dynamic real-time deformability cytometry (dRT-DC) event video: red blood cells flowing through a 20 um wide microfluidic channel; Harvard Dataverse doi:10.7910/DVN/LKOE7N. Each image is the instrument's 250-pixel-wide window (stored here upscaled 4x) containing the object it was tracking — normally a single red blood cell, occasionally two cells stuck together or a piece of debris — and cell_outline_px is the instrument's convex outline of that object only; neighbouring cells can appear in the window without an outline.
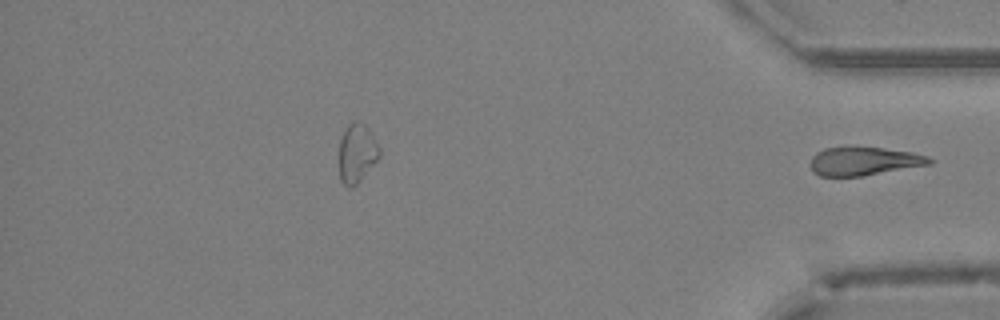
{"species": "Egyptian fruit bat (a non-hibernating species)", "species_latin": "Rousettus aegyptiacus", "temperature_condition": "cold", "stored_images_in_passage": 32, "segment_of_instrument_passage": [2, 2], "camera_frame_rate_fps": 3000, "um_per_image_px": 0.085, "animal": {"sex": "female"}, "frame": {"image": 1, "passage_image": 32, "time_ms": 10.333, "image_size_px": [1000, 320], "cell_outline_px": [[932, 164], [860, 176], [820, 176], [812, 172], [812, 156], [816, 152], [824, 148], [884, 148], [912, 152], [928, 156], [932, 160]], "centroid_in_image_um": [73.45, 13.71], "position_along_channel_um": 361.7, "area_um2": 19.36}}